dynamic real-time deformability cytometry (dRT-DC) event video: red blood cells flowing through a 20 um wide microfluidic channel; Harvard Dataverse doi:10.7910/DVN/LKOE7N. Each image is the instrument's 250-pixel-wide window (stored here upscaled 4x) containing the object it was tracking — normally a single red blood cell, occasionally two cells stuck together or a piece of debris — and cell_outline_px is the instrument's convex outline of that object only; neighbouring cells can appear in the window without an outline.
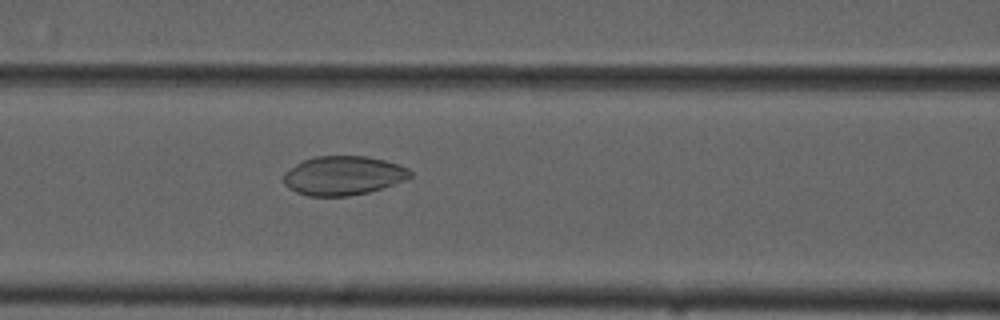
{"species": "common noctule bat (a hibernating species)", "species_latin": "Nyctalus noctula", "temperature_condition": "cold", "stored_images_in_passage": 37, "camera_frame_rate_fps": 3000, "um_per_image_px": 0.085, "animal": {"sex": "male", "forearm_length_mm": 52.5}, "frame": {"image": 1, "passage_image": 6, "time_ms": 1.667, "image_size_px": [1000, 320], "cell_outline_px": [[412, 176], [404, 180], [368, 192], [348, 196], [308, 196], [296, 192], [288, 188], [284, 184], [284, 172], [296, 164], [304, 160], [316, 156], [368, 156], [384, 160], [408, 168], [412, 172]], "centroid_in_image_um": [29.15, 14.92], "position_along_channel_um": 137.5, "area_um2": 28.67}}
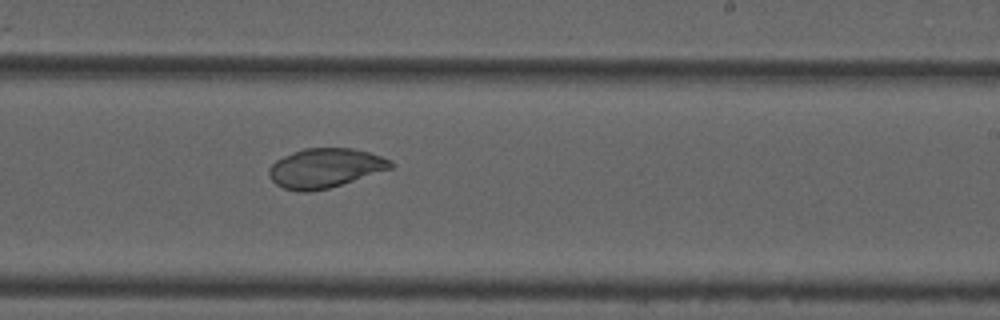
{"frame": {"image": 2, "passage_image": 16, "time_ms": 5.0, "image_size_px": [1000, 320], "cell_outline_px": [[392, 168], [328, 188], [308, 192], [300, 192], [284, 188], [276, 184], [268, 176], [268, 168], [276, 160], [292, 152], [304, 148], [352, 148], [368, 152], [392, 160]], "centroid_in_image_um": [27.59, 14.28], "position_along_channel_um": 261.4, "area_um2": 27.74}}
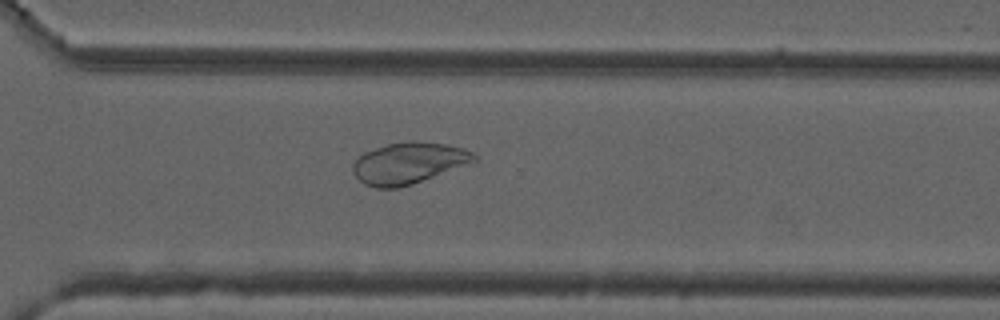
{"frame": {"image": 3, "passage_image": 22, "time_ms": 7.0, "image_size_px": [1000, 320], "cell_outline_px": [[476, 160], [472, 164], [400, 188], [376, 188], [364, 184], [352, 172], [352, 164], [364, 152], [388, 144], [412, 140], [448, 144], [464, 148], [472, 152], [476, 156]], "centroid_in_image_um": [34.77, 13.87], "position_along_channel_um": 335.8, "area_um2": 29.48}, "authors_computed_cell_mechanics": {"area_um2": 29.478, "velocity_mm_per_s": 3.7296, "shape_relaxation_time_tau1_ms": null, "shape_relaxation_time_tau2_ms": 7.1861, "deformation_change_tau1": null, "deformation_change_tau2": 0.062}}